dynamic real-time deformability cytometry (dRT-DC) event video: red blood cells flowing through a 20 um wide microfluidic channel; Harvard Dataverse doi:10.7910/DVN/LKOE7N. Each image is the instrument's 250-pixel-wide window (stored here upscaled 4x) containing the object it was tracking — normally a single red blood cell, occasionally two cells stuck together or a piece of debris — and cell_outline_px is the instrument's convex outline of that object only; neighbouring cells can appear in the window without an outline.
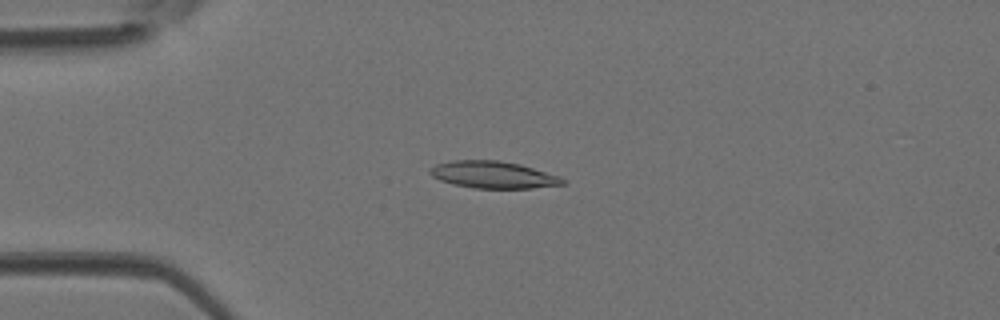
{"species": "Egyptian fruit bat (a non-hibernating species)", "species_latin": "Rousettus aegyptiacus", "temperature_condition": "room temperature", "stored_images_in_passage": 44, "camera_frame_rate_fps": 3000, "um_per_image_px": 0.085, "animal": {"sex": "female"}, "frame": {"image": 1, "passage_image": 10, "time_ms": 3.0, "image_size_px": [1000, 320], "cell_outline_px": [[568, 184], [532, 188], [476, 188], [452, 184], [440, 180], [432, 176], [428, 172], [428, 168], [436, 164], [452, 160], [500, 160], [520, 164], [560, 176], [568, 180]], "centroid_in_image_um": [41.94, 14.85], "position_along_channel_um": 43.1, "area_um2": 21.15}}
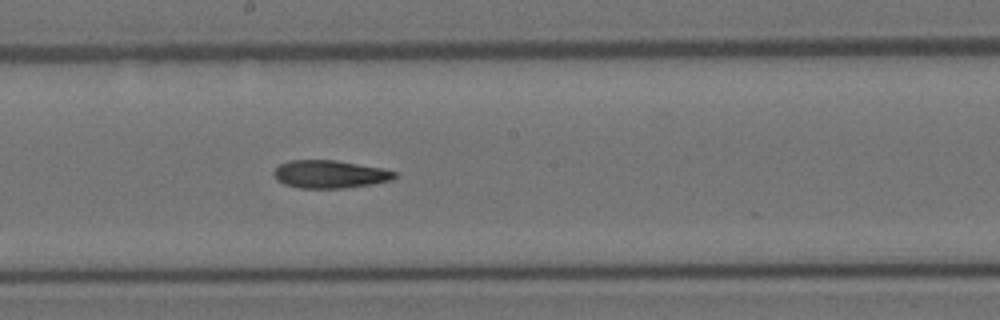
{"frame": {"image": 2, "passage_image": 23, "time_ms": 7.333, "image_size_px": [1000, 320], "cell_outline_px": [[396, 176], [392, 180], [372, 184], [344, 188], [300, 188], [284, 184], [276, 180], [272, 172], [280, 164], [288, 160], [336, 160], [380, 168], [396, 172]], "centroid_in_image_um": [27.99, 14.81], "position_along_channel_um": 220.2, "area_um2": 19.59}}
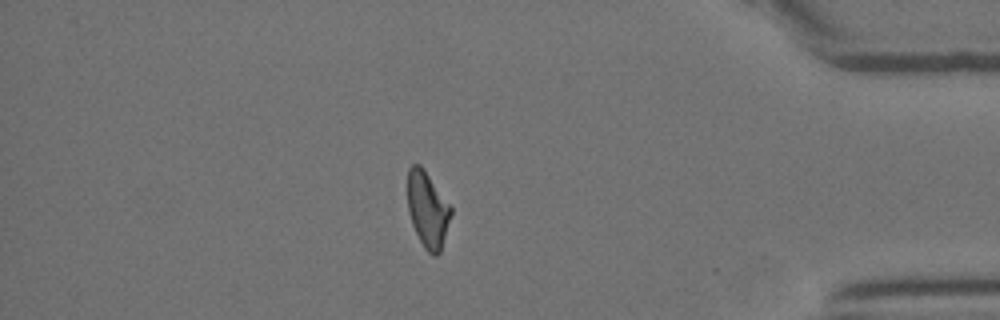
{"frame": {"image": 3, "passage_image": 37, "time_ms": 12.0, "image_size_px": [1000, 320], "cell_outline_px": [[452, 212], [440, 252], [436, 256], [432, 256], [424, 248], [412, 224], [408, 212], [408, 168], [412, 164], [420, 164], [424, 168], [452, 208]], "centroid_in_image_um": [36.34, 17.8], "position_along_channel_um": 398.9, "area_um2": 19.07}}